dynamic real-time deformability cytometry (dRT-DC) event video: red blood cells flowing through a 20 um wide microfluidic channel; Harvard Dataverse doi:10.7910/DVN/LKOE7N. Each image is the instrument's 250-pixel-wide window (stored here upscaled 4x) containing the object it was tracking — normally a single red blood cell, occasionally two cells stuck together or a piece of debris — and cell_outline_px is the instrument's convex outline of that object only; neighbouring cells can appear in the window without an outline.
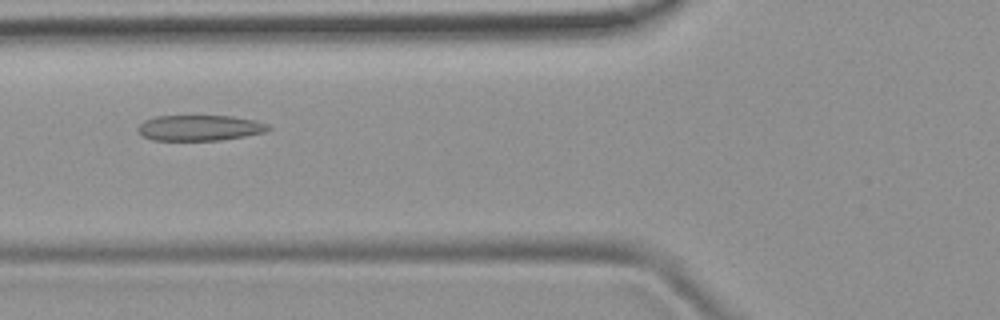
{"species": "common noctule bat (a hibernating species)", "species_latin": "Nyctalus noctula", "temperature_condition": "room temperature", "stored_images_in_passage": 49, "camera_frame_rate_fps": 3000, "um_per_image_px": 0.085, "animal": {"sex": "female", "body_mass_g": 19.9}, "frame": {"image": 1, "passage_image": 17, "time_ms": 5.333, "image_size_px": [1000, 320], "cell_outline_px": [[272, 128], [264, 132], [244, 136], [220, 140], [152, 140], [144, 136], [136, 128], [144, 120], [156, 116], [232, 116], [256, 120], [268, 124]], "centroid_in_image_um": [16.98, 10.86], "position_along_channel_um": 108.8, "area_um2": 19.42}}
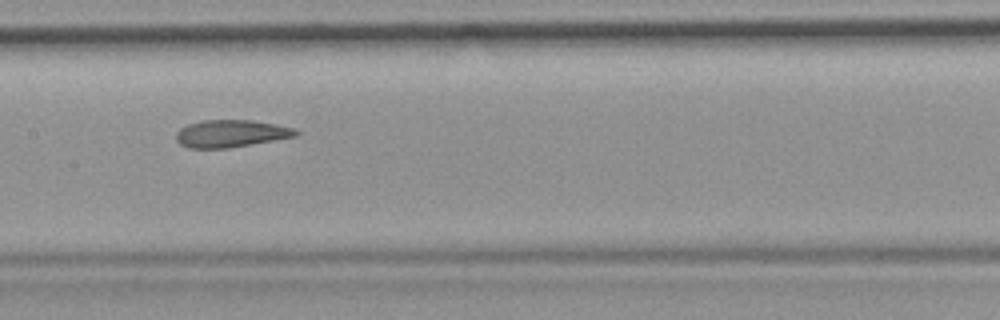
{"frame": {"image": 2, "passage_image": 23, "time_ms": 7.333, "image_size_px": [1000, 320], "cell_outline_px": [[300, 132], [296, 136], [228, 148], [188, 148], [180, 144], [176, 140], [176, 132], [180, 128], [188, 124], [200, 120], [252, 120], [276, 124], [292, 128]], "centroid_in_image_um": [19.59, 11.35], "position_along_channel_um": 187.8, "area_um2": 19.02}}
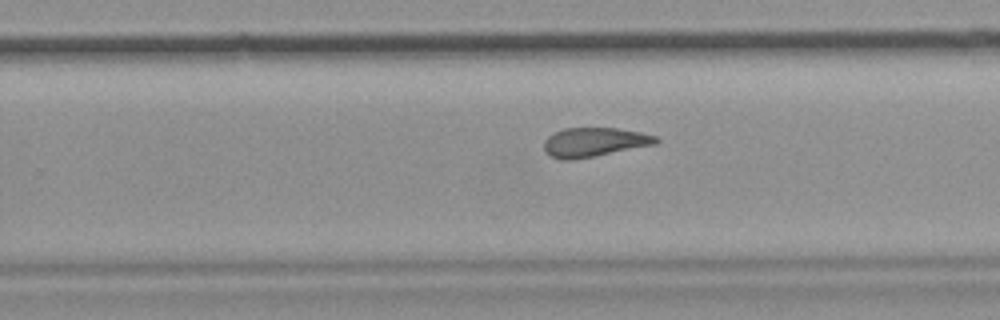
{"frame": {"image": 3, "passage_image": 30, "time_ms": 9.667, "image_size_px": [1000, 320], "cell_outline_px": [[660, 140], [656, 144], [572, 160], [560, 160], [544, 152], [544, 140], [548, 136], [564, 128], [616, 128], [640, 132], [656, 136]], "centroid_in_image_um": [50.49, 12.08], "position_along_channel_um": 279.3, "area_um2": 18.9}, "authors_computed_cell_mechanics": {"area_um2": 20.23, "velocity_mm_per_s": 3.9406, "shape_relaxation_time_tau1_ms": null, "shape_relaxation_time_tau2_ms": 2.4406, "deformation_change_tau1": null, "deformation_change_tau2": 0.0927}}